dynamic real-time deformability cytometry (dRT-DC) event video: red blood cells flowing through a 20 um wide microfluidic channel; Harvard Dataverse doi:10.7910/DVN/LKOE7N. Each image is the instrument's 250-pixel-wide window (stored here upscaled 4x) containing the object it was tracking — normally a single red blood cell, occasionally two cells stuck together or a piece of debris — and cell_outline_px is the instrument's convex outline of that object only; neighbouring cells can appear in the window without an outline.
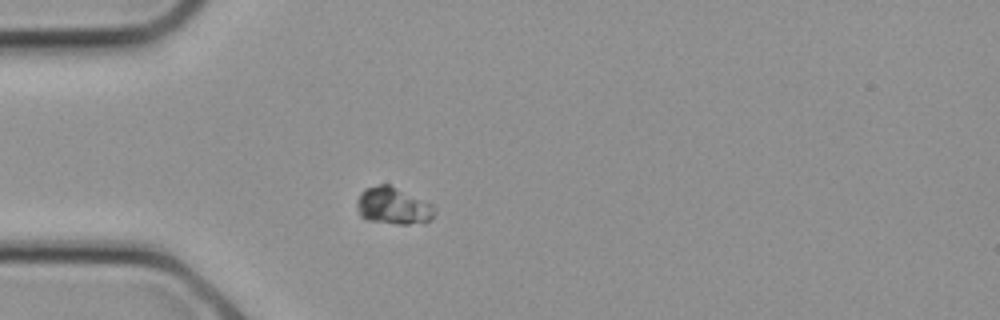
{"species": "common noctule bat (a hibernating species)", "species_latin": "Nyctalus noctula", "temperature_condition": "cold", "stored_images_in_passage": 8, "camera_frame_rate_fps": 3000, "um_per_image_px": 0.085, "animal": {"sex": "female", "body_mass_g": 21.9}, "frame": {"image": 1, "passage_image": 4, "time_ms": 1.0, "image_size_px": [1000, 320], "cell_outline_px": [[436, 212], [432, 220], [424, 224], [396, 224], [368, 220], [360, 216], [356, 204], [356, 200], [360, 192], [364, 188], [380, 184], [388, 184], [432, 204], [436, 208]], "centroid_in_image_um": [33.44, 17.52], "position_along_channel_um": 51.6, "area_um2": 17.05}}
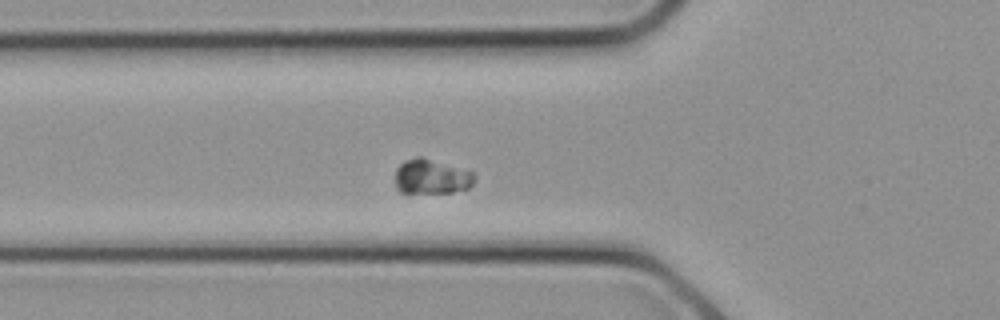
{"frame": {"image": 2, "passage_image": 6, "time_ms": 1.667, "image_size_px": [1000, 320], "cell_outline_px": [[476, 180], [468, 188], [452, 192], [400, 192], [396, 188], [396, 168], [400, 164], [416, 156], [420, 156], [472, 172], [476, 176]], "centroid_in_image_um": [36.67, 15.02], "position_along_channel_um": 89.1, "area_um2": 15.78}}
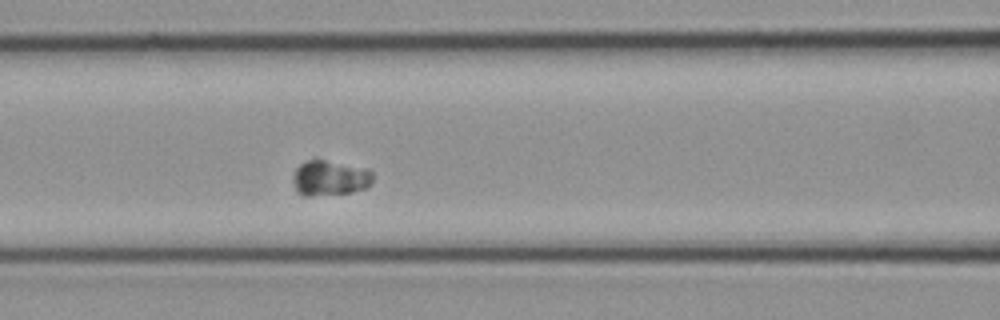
{"frame": {"image": 3, "passage_image": 8, "time_ms": 2.333, "image_size_px": [1000, 320], "cell_outline_px": [[372, 184], [368, 188], [348, 192], [312, 196], [304, 196], [296, 192], [292, 180], [292, 176], [296, 168], [300, 164], [316, 156], [368, 168], [372, 172]], "centroid_in_image_um": [28.03, 15.08], "position_along_channel_um": 138.6, "area_um2": 17.17}}